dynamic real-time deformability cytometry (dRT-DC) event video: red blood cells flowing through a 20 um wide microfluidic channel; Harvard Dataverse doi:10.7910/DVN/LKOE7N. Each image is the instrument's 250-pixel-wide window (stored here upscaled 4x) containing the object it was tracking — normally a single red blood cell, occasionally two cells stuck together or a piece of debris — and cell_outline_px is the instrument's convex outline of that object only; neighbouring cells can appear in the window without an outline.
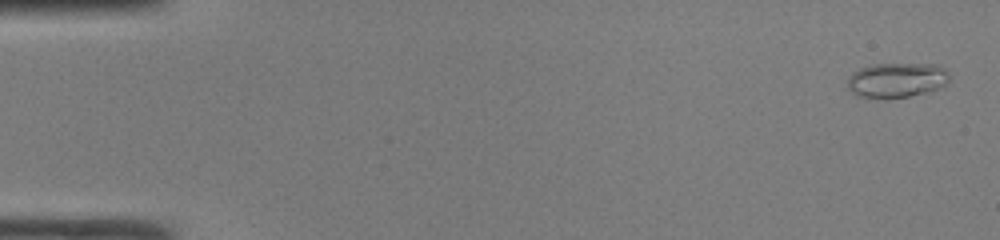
{"species": "common noctule bat (a hibernating species)", "species_latin": "Nyctalus noctula", "temperature_condition": "room temperature", "stored_images_in_passage": 45, "camera_frame_rate_fps": 3000, "um_per_image_px": 0.085, "animal": {"sex": "male", "body_mass_g": 19.0, "forearm_length_mm": 50.8}, "frame": {"image": 1, "passage_image": 2, "time_ms": 0.333, "image_size_px": [1000, 240], "cell_outline_px": [[948, 80], [944, 84], [928, 92], [888, 100], [856, 96], [848, 88], [848, 76], [860, 68], [872, 64], [940, 64], [948, 72]], "centroid_in_image_um": [76.18, 6.82], "position_along_channel_um": 8.8, "area_um2": 20.92}}
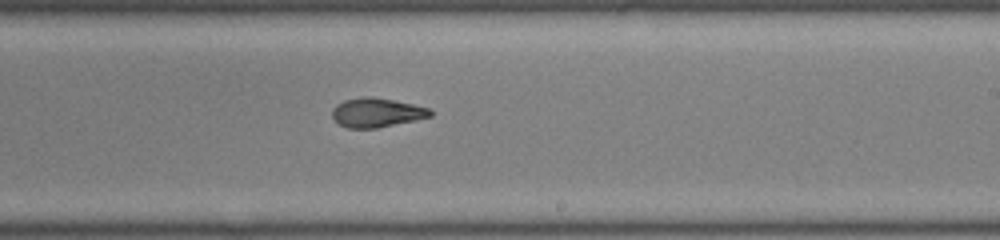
{"frame": {"image": 2, "passage_image": 30, "time_ms": 9.667, "image_size_px": [1000, 240], "cell_outline_px": [[432, 116], [416, 120], [376, 128], [348, 128], [340, 124], [332, 116], [332, 108], [336, 104], [344, 100], [360, 96], [372, 96], [412, 104], [428, 108], [432, 112]], "centroid_in_image_um": [31.99, 9.56], "position_along_channel_um": 257.0, "area_um2": 16.65}}
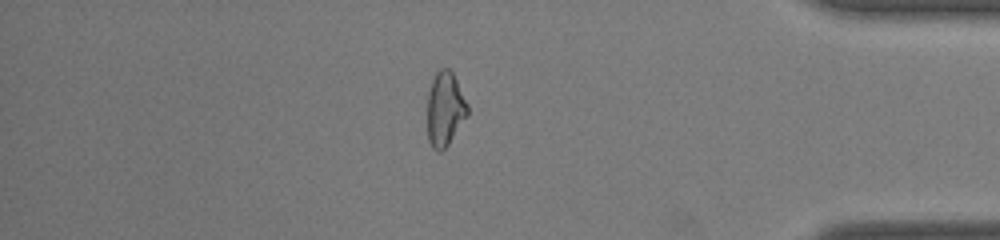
{"frame": {"image": 3, "passage_image": 42, "time_ms": 13.667, "image_size_px": [1000, 240], "cell_outline_px": [[468, 116], [448, 144], [440, 152], [436, 152], [432, 148], [428, 140], [428, 92], [432, 80], [436, 72], [440, 68], [448, 68], [452, 72], [468, 104]], "centroid_in_image_um": [37.82, 9.28], "position_along_channel_um": 397.4, "area_um2": 17.4}}